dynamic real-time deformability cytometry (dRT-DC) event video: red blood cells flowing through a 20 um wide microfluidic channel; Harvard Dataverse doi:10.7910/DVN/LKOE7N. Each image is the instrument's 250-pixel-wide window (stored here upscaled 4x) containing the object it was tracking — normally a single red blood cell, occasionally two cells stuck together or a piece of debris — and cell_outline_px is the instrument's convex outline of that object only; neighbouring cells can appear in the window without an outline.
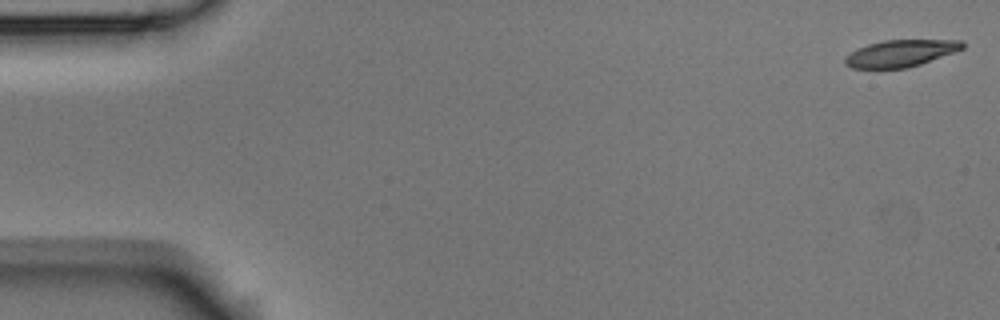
{"species": "Egyptian fruit bat (a non-hibernating species)", "species_latin": "Rousettus aegyptiacus", "temperature_condition": "room temperature", "stored_images_in_passage": 53, "camera_frame_rate_fps": 3000, "um_per_image_px": 0.085, "animal": {"sex": "male"}, "frame": {"image": 1, "passage_image": 1, "time_ms": 0.0, "image_size_px": [1000, 320], "cell_outline_px": [[964, 48], [920, 64], [908, 68], [852, 68], [844, 64], [844, 56], [856, 48], [868, 44], [884, 40], [964, 40]], "centroid_in_image_um": [76.5, 4.52], "position_along_channel_um": 8.5, "area_um2": 18.38}}
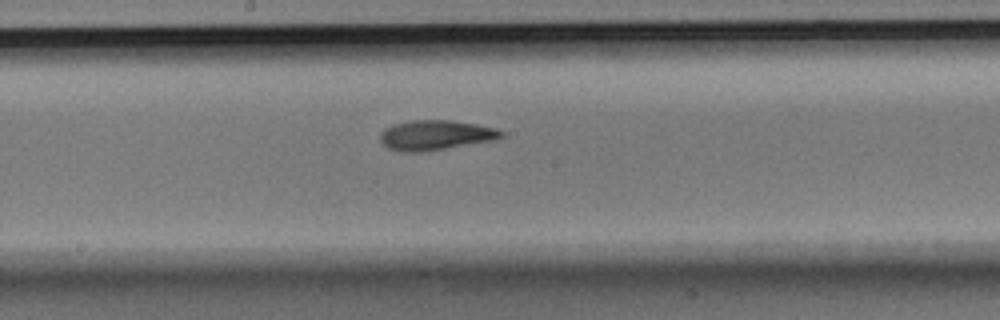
{"frame": {"image": 2, "passage_image": 28, "time_ms": 9.0, "image_size_px": [1000, 320], "cell_outline_px": [[504, 136], [492, 140], [420, 152], [400, 152], [388, 148], [380, 140], [380, 132], [392, 124], [412, 120], [452, 120], [476, 124], [496, 128], [504, 132]], "centroid_in_image_um": [36.99, 11.47], "position_along_channel_um": 211.2, "area_um2": 20.92}}
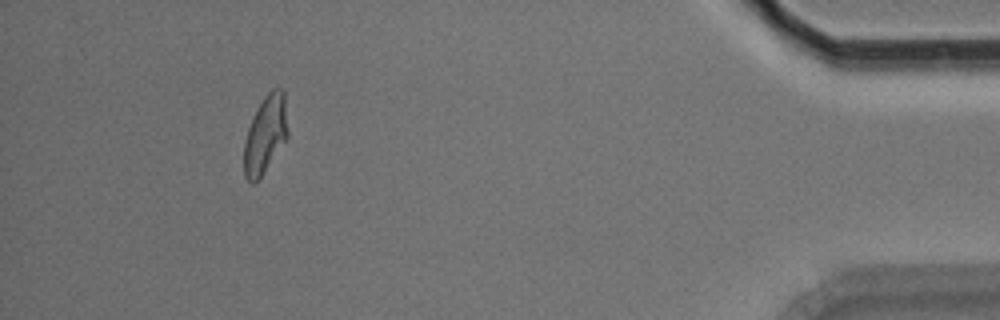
{"frame": {"image": 3, "passage_image": 49, "time_ms": 16.0, "image_size_px": [1000, 320], "cell_outline_px": [[288, 136], [260, 176], [252, 184], [244, 176], [244, 144], [248, 128], [264, 96], [272, 88], [284, 88], [288, 132]], "centroid_in_image_um": [22.56, 11.38], "position_along_channel_um": 412.6, "area_um2": 19.36}, "authors_computed_cell_mechanics": {"area_um2": 19.9988, "velocity_mm_per_s": 3.7646, "shape_relaxation_time_tau1_ms": 4.6479, "shape_relaxation_time_tau2_ms": 3.1659, "deformation_change_tau1": 0.1797, "deformation_change_tau2": 0.1114}}